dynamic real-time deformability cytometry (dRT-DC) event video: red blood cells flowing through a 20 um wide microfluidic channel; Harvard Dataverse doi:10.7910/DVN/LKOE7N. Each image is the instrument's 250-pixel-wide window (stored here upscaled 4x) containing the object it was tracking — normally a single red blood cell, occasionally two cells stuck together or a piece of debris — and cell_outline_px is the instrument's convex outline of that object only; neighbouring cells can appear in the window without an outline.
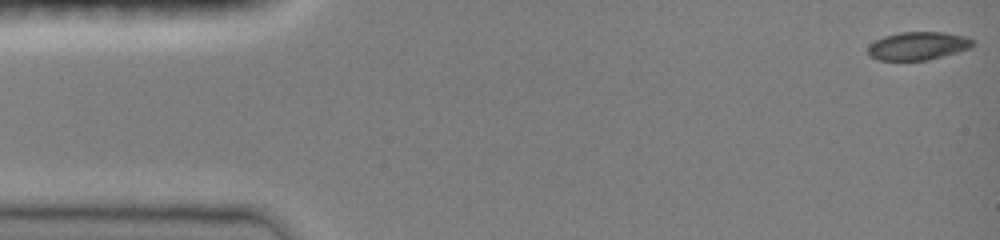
{"species": "common noctule bat (a hibernating species)", "species_latin": "Nyctalus noctula", "temperature_condition": "room temperature", "stored_images_in_passage": 18, "camera_frame_rate_fps": 3000, "um_per_image_px": 0.085, "animal": {"sex": "female", "body_mass_g": 19.0, "forearm_length_mm": 51.5}, "frame": {"image": 1, "passage_image": 1, "time_ms": 0.0, "image_size_px": [1000, 240], "cell_outline_px": [[976, 44], [972, 48], [928, 60], [880, 60], [868, 56], [868, 48], [876, 40], [884, 36], [900, 32], [944, 32], [964, 36], [976, 40]], "centroid_in_image_um": [78.08, 3.9], "position_along_channel_um": 6.9, "area_um2": 17.28}}
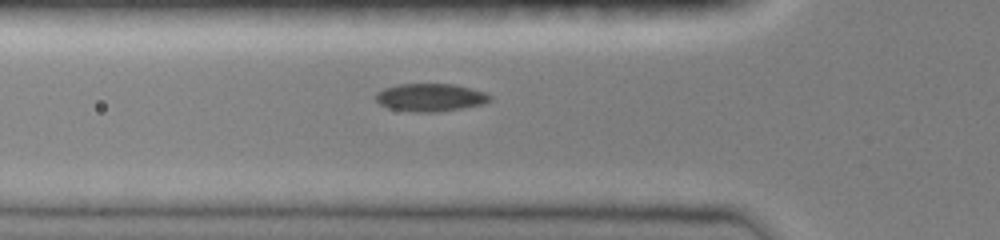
{"frame": {"image": 2, "passage_image": 13, "time_ms": 4.0, "image_size_px": [1000, 240], "cell_outline_px": [[492, 100], [484, 104], [436, 112], [416, 112], [388, 108], [380, 104], [376, 100], [376, 92], [384, 88], [400, 84], [452, 84], [472, 88], [484, 92], [492, 96]], "centroid_in_image_um": [36.59, 8.28], "position_along_channel_um": 89.2, "area_um2": 18.5}}
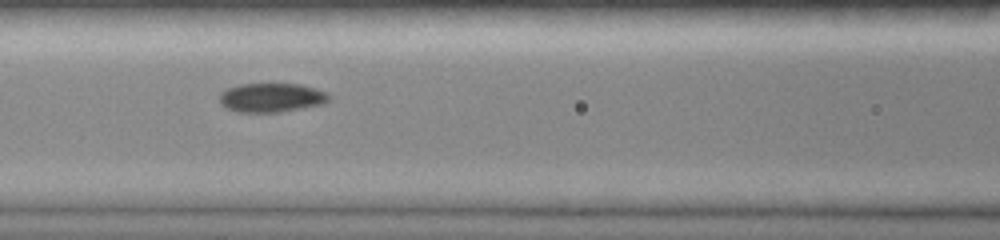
{"frame": {"image": 3, "passage_image": 16, "time_ms": 5.0, "image_size_px": [1000, 240], "cell_outline_px": [[332, 96], [324, 104], [280, 112], [236, 112], [224, 108], [220, 104], [220, 92], [228, 88], [240, 84], [300, 84], [328, 92]], "centroid_in_image_um": [23.07, 8.3], "position_along_channel_um": 143.5, "area_um2": 18.73}}